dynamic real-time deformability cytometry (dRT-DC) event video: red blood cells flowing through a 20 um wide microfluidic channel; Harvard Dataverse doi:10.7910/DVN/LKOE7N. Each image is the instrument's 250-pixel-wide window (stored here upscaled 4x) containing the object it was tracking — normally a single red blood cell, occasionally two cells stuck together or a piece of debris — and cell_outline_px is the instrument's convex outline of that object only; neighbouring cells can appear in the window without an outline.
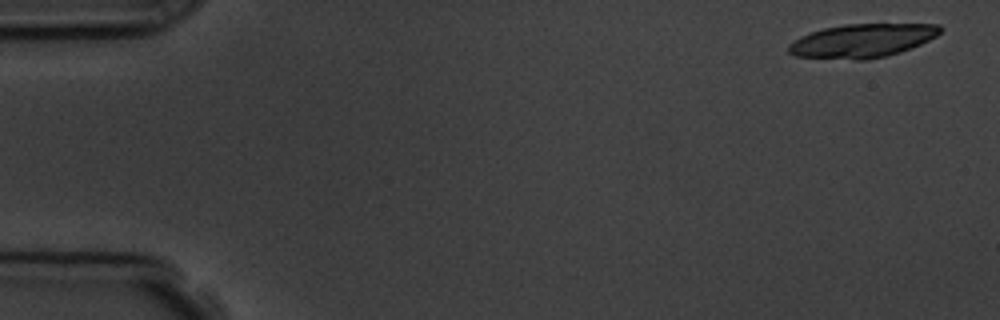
{"species": "common noctule bat (a hibernating species)", "species_latin": "Nyctalus noctula", "temperature_condition": "room temperature", "stored_images_in_passage": 6, "camera_frame_rate_fps": 3000, "um_per_image_px": 0.085, "animal": {"sex": "male", "body_mass_g": 19.5, "forearm_length_mm": 54.6}, "frame": {"image": 1, "passage_image": 1, "time_ms": 0.0, "image_size_px": [1000, 320], "cell_outline_px": [[944, 28], [936, 36], [920, 44], [900, 52], [884, 56], [864, 60], [856, 60], [796, 56], [788, 52], [788, 44], [792, 40], [800, 36], [824, 28], [844, 24], [940, 24]], "centroid_in_image_um": [73.28, 3.45], "position_along_channel_um": 11.7, "area_um2": 29.65}}